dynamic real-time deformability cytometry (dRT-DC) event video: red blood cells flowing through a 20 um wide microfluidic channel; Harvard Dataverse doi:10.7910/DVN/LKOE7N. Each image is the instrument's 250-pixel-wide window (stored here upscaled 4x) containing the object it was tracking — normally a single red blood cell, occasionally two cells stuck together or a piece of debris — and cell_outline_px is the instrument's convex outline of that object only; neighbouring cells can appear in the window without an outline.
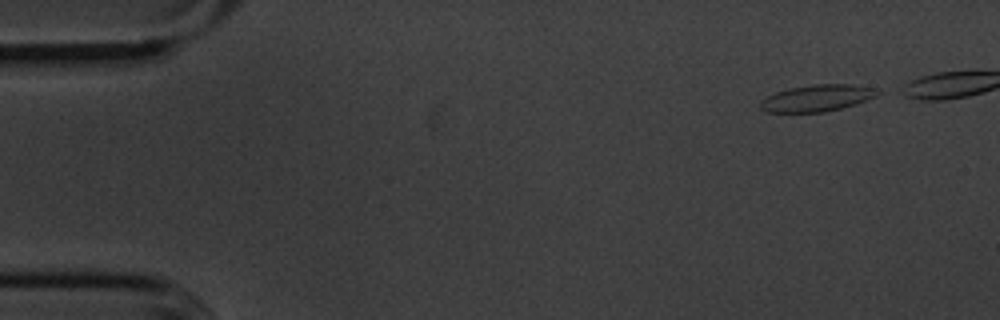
{"species": "common noctule bat (a hibernating species)", "species_latin": "Nyctalus noctula", "temperature_condition": "cold", "stored_images_in_passage": 42, "segment_of_instrument_passage": [1, 2], "camera_frame_rate_fps": 3000, "um_per_image_px": 0.085, "animal": {"sex": "male", "body_mass_g": 20.1, "forearm_length_mm": 53.5}, "frame": {"image": 1, "passage_image": 1, "time_ms": 0.0, "image_size_px": [1000, 320], "cell_outline_px": [[884, 92], [876, 96], [840, 108], [824, 112], [768, 112], [760, 108], [760, 100], [776, 92], [788, 88], [812, 84], [852, 84], [876, 88]], "centroid_in_image_um": [69.45, 8.32], "position_along_channel_um": 15.5, "area_um2": 18.15}}
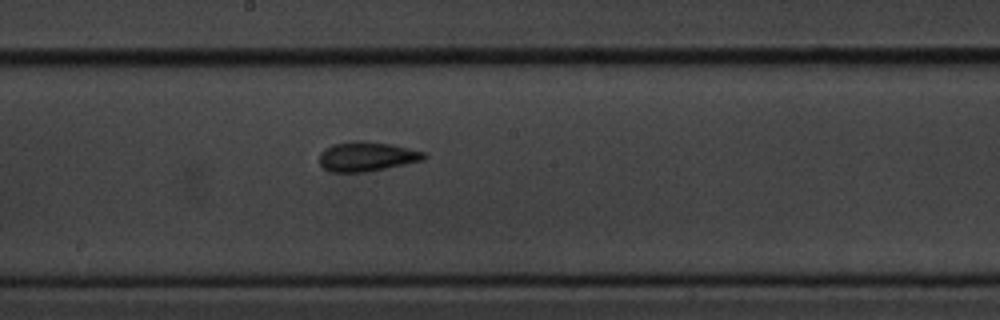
{"frame": {"image": 2, "passage_image": 26, "time_ms": 8.333, "image_size_px": [1000, 320], "cell_outline_px": [[428, 156], [424, 160], [364, 172], [328, 172], [320, 164], [320, 152], [324, 148], [332, 144], [352, 140], [364, 140], [392, 144], [424, 152]], "centroid_in_image_um": [31.14, 13.28], "position_along_channel_um": 217.1, "area_um2": 18.15}}
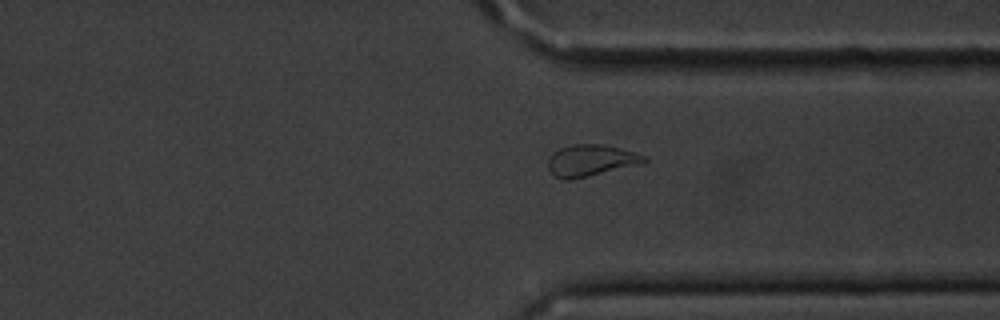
{"frame": {"image": 3, "passage_image": 38, "time_ms": 12.333, "image_size_px": [1000, 320], "cell_outline_px": [[648, 160], [636, 164], [572, 180], [564, 180], [552, 176], [548, 168], [548, 160], [552, 152], [560, 148], [572, 144], [604, 144], [620, 148], [648, 156]], "centroid_in_image_um": [50.15, 13.63], "position_along_channel_um": 361.2, "area_um2": 17.63}}